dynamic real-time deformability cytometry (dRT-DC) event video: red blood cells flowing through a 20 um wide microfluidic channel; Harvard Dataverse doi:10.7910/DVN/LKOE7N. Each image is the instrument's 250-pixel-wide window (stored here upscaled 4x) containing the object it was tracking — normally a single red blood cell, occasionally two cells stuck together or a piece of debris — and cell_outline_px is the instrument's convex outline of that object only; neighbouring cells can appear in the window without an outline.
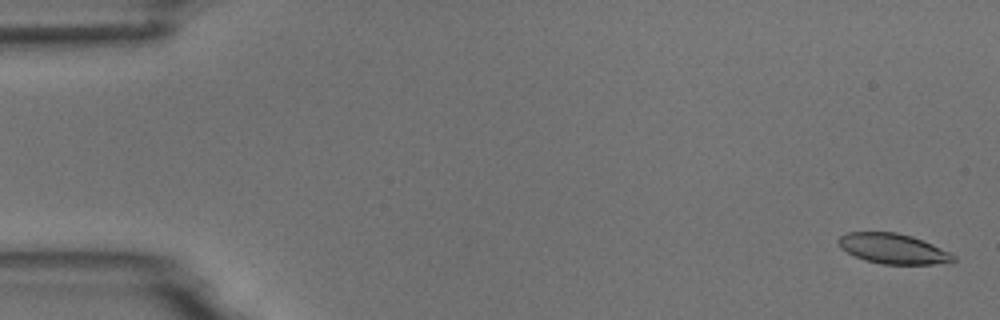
{"species": "common noctule bat (a hibernating species)", "species_latin": "Nyctalus noctula", "temperature_condition": "room temperature", "stored_images_in_passage": 5, "camera_frame_rate_fps": 3000, "um_per_image_px": 0.085, "animal": {"sex": "male", "body_mass_g": 18.8}, "frame": {"image": 1, "passage_image": 1, "time_ms": 0.0, "image_size_px": [1000, 320], "cell_outline_px": [[956, 260], [932, 264], [880, 264], [864, 260], [840, 248], [836, 240], [840, 236], [848, 232], [896, 232], [912, 236], [932, 244], [956, 256]], "centroid_in_image_um": [75.86, 21.13], "position_along_channel_um": 9.1, "area_um2": 20.06}}